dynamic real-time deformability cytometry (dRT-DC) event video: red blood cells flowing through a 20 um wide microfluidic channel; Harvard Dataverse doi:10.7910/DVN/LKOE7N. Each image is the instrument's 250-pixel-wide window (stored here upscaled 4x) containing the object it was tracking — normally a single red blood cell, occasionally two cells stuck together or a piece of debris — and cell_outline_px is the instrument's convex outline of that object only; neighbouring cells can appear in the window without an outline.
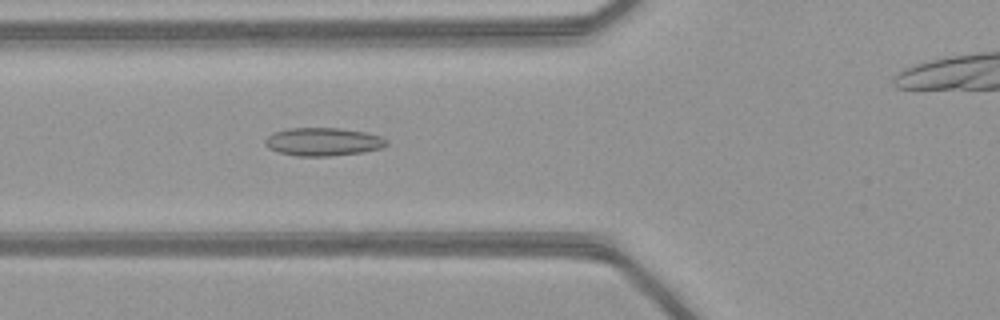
{"species": "common noctule bat (a hibernating species)", "species_latin": "Nyctalus noctula", "temperature_condition": "warm", "stored_images_in_passage": 38, "camera_frame_rate_fps": 3000, "um_per_image_px": 0.085, "animal": {"sex": "female", "body_mass_g": 21.9}, "frame": {"image": 1, "passage_image": 12, "time_ms": 3.667, "image_size_px": [1000, 320], "cell_outline_px": [[388, 144], [384, 148], [364, 152], [328, 156], [296, 156], [280, 152], [268, 148], [264, 144], [264, 140], [272, 132], [288, 128], [340, 128], [364, 132], [380, 136], [388, 140]], "centroid_in_image_um": [27.47, 12.05], "position_along_channel_um": 98.3, "area_um2": 20.06}}
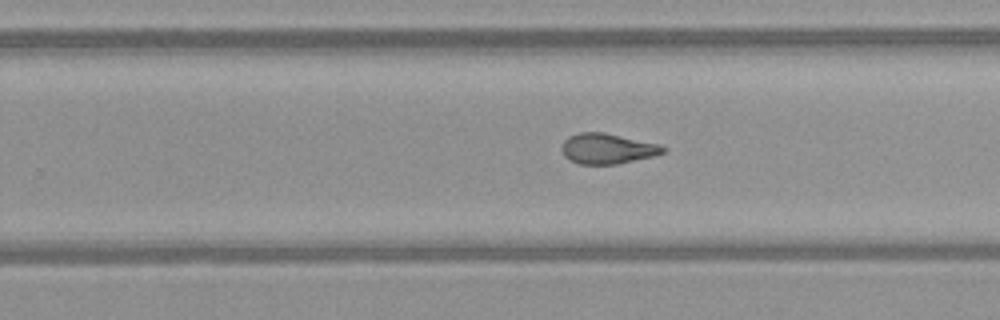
{"frame": {"image": 2, "passage_image": 25, "time_ms": 8.0, "image_size_px": [1000, 320], "cell_outline_px": [[668, 148], [664, 152], [656, 156], [616, 164], [580, 164], [568, 160], [564, 156], [560, 148], [564, 140], [568, 136], [580, 132], [604, 132], [660, 144]], "centroid_in_image_um": [51.63, 12.63], "position_along_channel_um": 278.2, "area_um2": 18.21}}
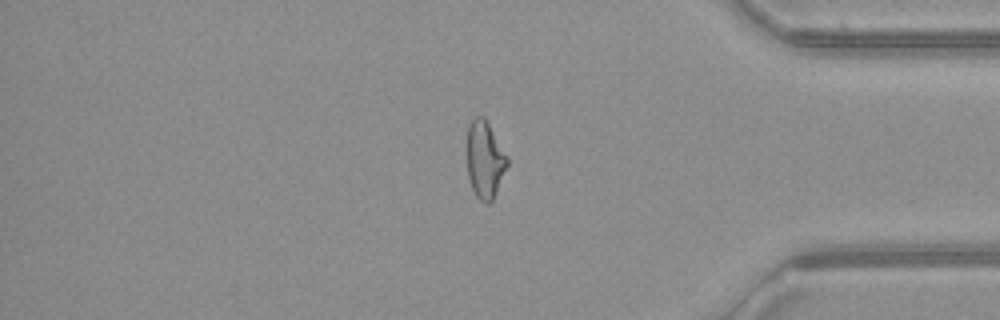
{"frame": {"image": 3, "passage_image": 35, "time_ms": 11.333, "image_size_px": [1000, 320], "cell_outline_px": [[508, 164], [496, 192], [492, 200], [488, 204], [484, 204], [476, 196], [472, 188], [468, 176], [468, 124], [476, 116], [484, 116], [508, 156]], "centroid_in_image_um": [41.22, 13.57], "position_along_channel_um": 394.0, "area_um2": 17.98}}